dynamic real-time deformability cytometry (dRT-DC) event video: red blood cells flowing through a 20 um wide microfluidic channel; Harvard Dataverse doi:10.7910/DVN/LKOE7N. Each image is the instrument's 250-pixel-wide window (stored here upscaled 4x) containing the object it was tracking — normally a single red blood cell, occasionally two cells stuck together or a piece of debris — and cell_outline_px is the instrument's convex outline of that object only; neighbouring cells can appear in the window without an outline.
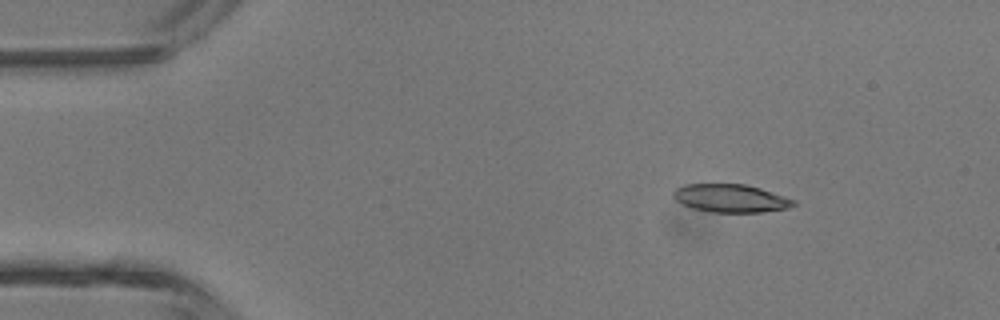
{"species": "common noctule bat (a hibernating species)", "species_latin": "Nyctalus noctula", "temperature_condition": "room temperature", "stored_images_in_passage": 4, "camera_frame_rate_fps": 3000, "um_per_image_px": 0.085, "animal": {"sex": "male", "body_mass_g": 13.3}, "frame": {"image": 1, "passage_image": 1, "time_ms": 0.0, "image_size_px": [1000, 320], "cell_outline_px": [[796, 204], [788, 208], [760, 212], [712, 212], [692, 208], [676, 200], [672, 196], [672, 192], [676, 188], [684, 184], [744, 184], [760, 188], [796, 200]], "centroid_in_image_um": [62.09, 16.85], "position_along_channel_um": 22.9, "area_um2": 19.59}}
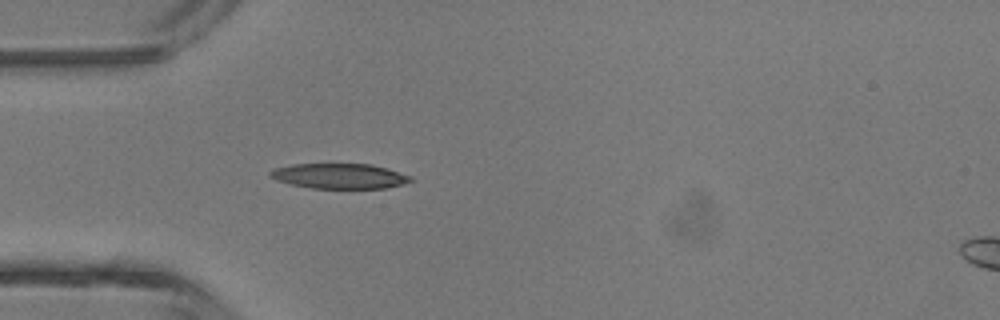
{"frame": {"image": 2, "passage_image": 3, "time_ms": 2.333, "image_size_px": [1000, 320], "cell_outline_px": [[412, 180], [404, 184], [388, 188], [312, 188], [292, 184], [276, 180], [268, 176], [268, 172], [276, 168], [292, 164], [372, 164], [388, 168], [412, 176]], "centroid_in_image_um": [28.88, 14.96], "position_along_channel_um": 56.1, "area_um2": 20.63}}